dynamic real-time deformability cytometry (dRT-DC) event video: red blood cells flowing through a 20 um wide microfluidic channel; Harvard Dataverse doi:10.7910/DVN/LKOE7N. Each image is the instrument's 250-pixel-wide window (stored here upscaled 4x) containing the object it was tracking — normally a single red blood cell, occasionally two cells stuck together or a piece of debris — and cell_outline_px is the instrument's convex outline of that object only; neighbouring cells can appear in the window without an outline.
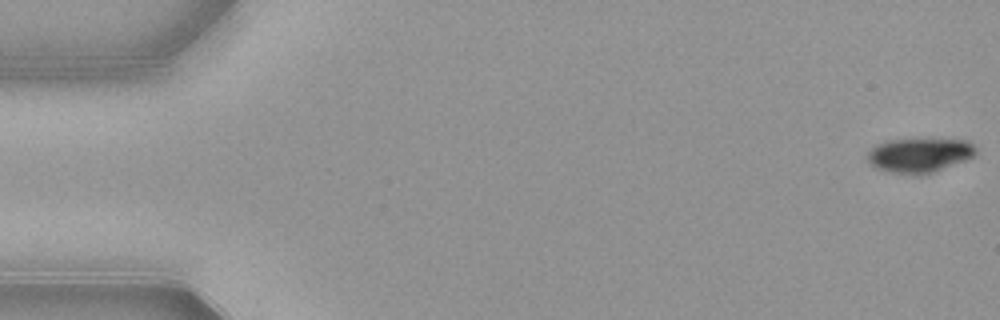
{"species": "common noctule bat (a hibernating species)", "species_latin": "Nyctalus noctula", "temperature_condition": "warm", "stored_images_in_passage": 52, "camera_frame_rate_fps": 3000, "um_per_image_px": 0.085, "animal": {"sex": "female", "body_mass_g": 21.9}, "frame": {"image": 1, "passage_image": 1, "time_ms": 0.0, "image_size_px": [1000, 320], "cell_outline_px": [[976, 156], [932, 172], [920, 176], [916, 176], [892, 172], [876, 168], [868, 160], [868, 152], [876, 144], [888, 140], [968, 140], [976, 148]], "centroid_in_image_um": [78.16, 13.21], "position_along_channel_um": 6.8, "area_um2": 21.5}}
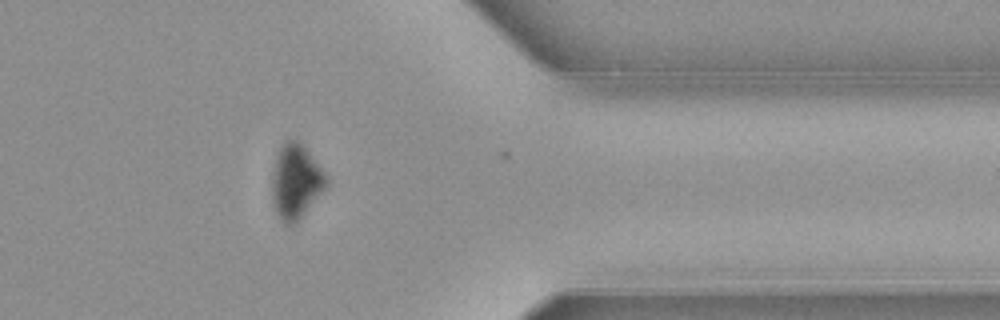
{"frame": {"image": 2, "passage_image": 43, "time_ms": 14.0, "image_size_px": [1000, 320], "cell_outline_px": [[328, 184], [304, 212], [292, 224], [284, 224], [280, 220], [276, 212], [272, 200], [272, 172], [276, 156], [284, 140], [296, 140], [308, 152], [324, 172], [328, 180]], "centroid_in_image_um": [25.1, 15.42], "position_along_channel_um": 386.3, "area_um2": 22.89}}
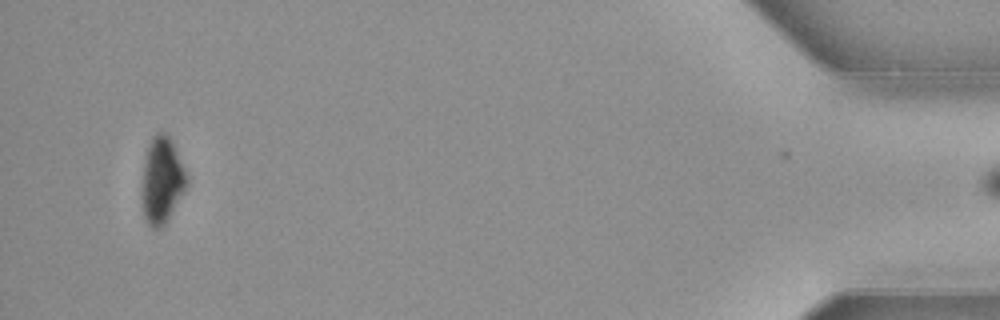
{"frame": {"image": 3, "passage_image": 51, "time_ms": 16.667, "image_size_px": [1000, 320], "cell_outline_px": [[188, 184], [184, 192], [164, 224], [160, 228], [152, 228], [148, 224], [144, 216], [140, 204], [140, 192], [144, 160], [148, 144], [152, 136], [156, 132], [164, 132], [172, 140], [188, 176]], "centroid_in_image_um": [13.73, 15.32], "position_along_channel_um": 421.5, "area_um2": 23.0}}